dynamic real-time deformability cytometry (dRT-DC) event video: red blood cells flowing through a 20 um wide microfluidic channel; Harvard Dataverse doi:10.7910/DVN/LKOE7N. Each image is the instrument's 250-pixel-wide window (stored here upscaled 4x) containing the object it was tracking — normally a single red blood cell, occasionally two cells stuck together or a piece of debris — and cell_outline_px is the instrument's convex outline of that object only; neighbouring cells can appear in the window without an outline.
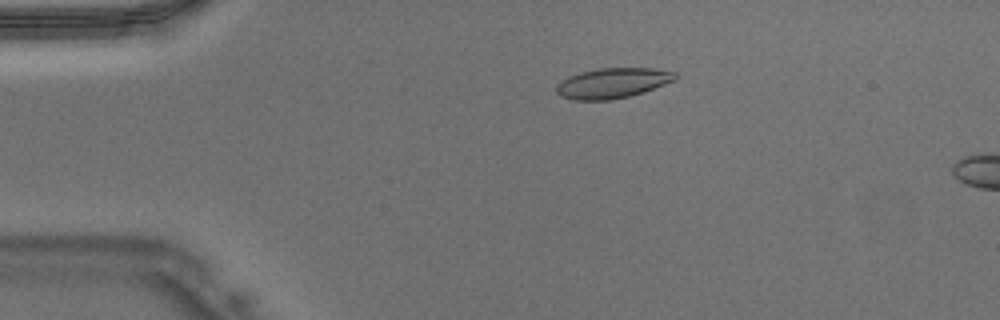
{"species": "Egyptian fruit bat (a non-hibernating species)", "species_latin": "Rousettus aegyptiacus", "temperature_condition": "warm", "stored_images_in_passage": 8, "camera_frame_rate_fps": 3000, "um_per_image_px": 0.085, "animal": {"sex": "male"}, "frame": {"image": 1, "passage_image": 5, "time_ms": 1.333, "image_size_px": [1000, 320], "cell_outline_px": [[676, 80], [644, 92], [628, 96], [608, 100], [572, 100], [560, 96], [556, 92], [556, 84], [560, 80], [568, 76], [580, 72], [600, 68], [652, 68], [676, 72]], "centroid_in_image_um": [52.04, 7.06], "position_along_channel_um": 33.0, "area_um2": 21.04}}